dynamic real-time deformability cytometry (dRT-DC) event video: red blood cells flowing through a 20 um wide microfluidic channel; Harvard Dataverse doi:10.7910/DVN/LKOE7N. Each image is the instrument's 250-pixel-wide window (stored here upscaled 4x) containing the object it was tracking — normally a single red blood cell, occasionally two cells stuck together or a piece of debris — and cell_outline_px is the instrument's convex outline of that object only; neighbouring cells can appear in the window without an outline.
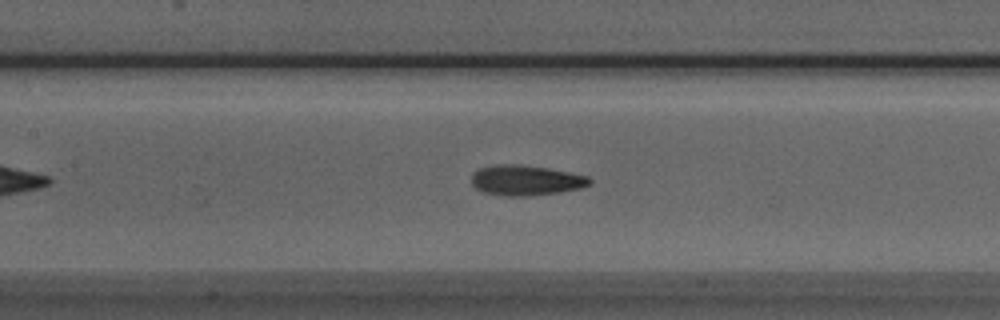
{"species": "Egyptian fruit bat (a non-hibernating species)", "species_latin": "Rousettus aegyptiacus", "temperature_condition": "room temperature", "stored_images_in_passage": 44, "camera_frame_rate_fps": 3000, "um_per_image_px": 0.085, "animal": {"sex": "male"}, "frame": {"image": 1, "passage_image": 15, "time_ms": 4.667, "image_size_px": [1000, 320], "cell_outline_px": [[592, 184], [580, 188], [560, 192], [528, 196], [508, 196], [484, 192], [476, 188], [472, 184], [472, 172], [476, 168], [496, 164], [520, 164], [548, 168], [588, 176], [592, 180]], "centroid_in_image_um": [44.68, 15.31], "position_along_channel_um": 162.7, "area_um2": 20.98}}
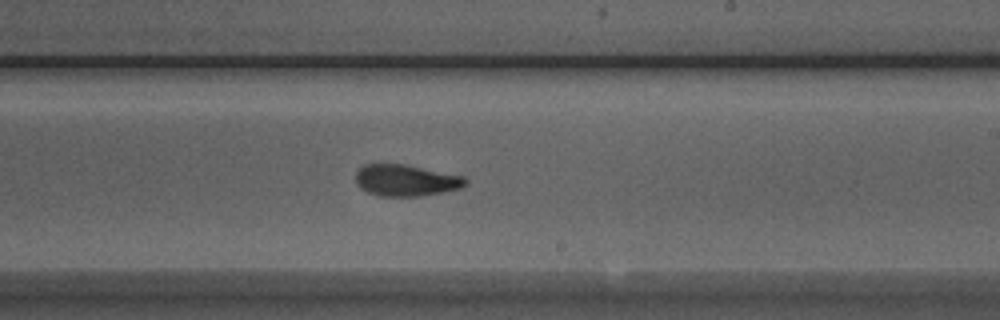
{"frame": {"image": 2, "passage_image": 22, "time_ms": 7.0, "image_size_px": [1000, 320], "cell_outline_px": [[468, 184], [460, 188], [444, 192], [420, 196], [380, 196], [368, 192], [360, 188], [356, 184], [356, 172], [364, 164], [404, 164], [464, 176], [468, 180]], "centroid_in_image_um": [34.51, 15.33], "position_along_channel_um": 254.5, "area_um2": 20.23}}
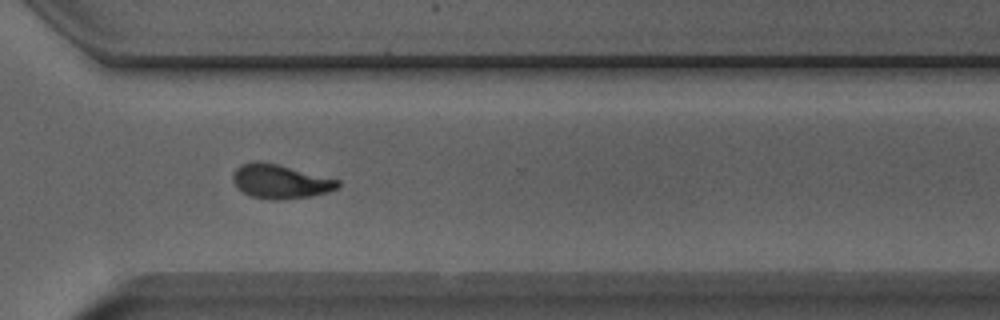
{"frame": {"image": 3, "passage_image": 29, "time_ms": 9.333, "image_size_px": [1000, 320], "cell_outline_px": [[340, 184], [336, 188], [328, 192], [312, 196], [280, 200], [272, 200], [252, 196], [236, 188], [232, 180], [232, 172], [240, 164], [276, 164], [340, 180]], "centroid_in_image_um": [23.83, 15.46], "position_along_channel_um": 346.8, "area_um2": 20.35}, "authors_computed_cell_mechanics": {"area_um2": 20.5768, "velocity_mm_per_s": 3.9516, "shape_relaxation_time_tau1_ms": 9.3428, "shape_relaxation_time_tau2_ms": 1.67, "deformation_change_tau1": 0.2218, "deformation_change_tau2": 0.0826}}